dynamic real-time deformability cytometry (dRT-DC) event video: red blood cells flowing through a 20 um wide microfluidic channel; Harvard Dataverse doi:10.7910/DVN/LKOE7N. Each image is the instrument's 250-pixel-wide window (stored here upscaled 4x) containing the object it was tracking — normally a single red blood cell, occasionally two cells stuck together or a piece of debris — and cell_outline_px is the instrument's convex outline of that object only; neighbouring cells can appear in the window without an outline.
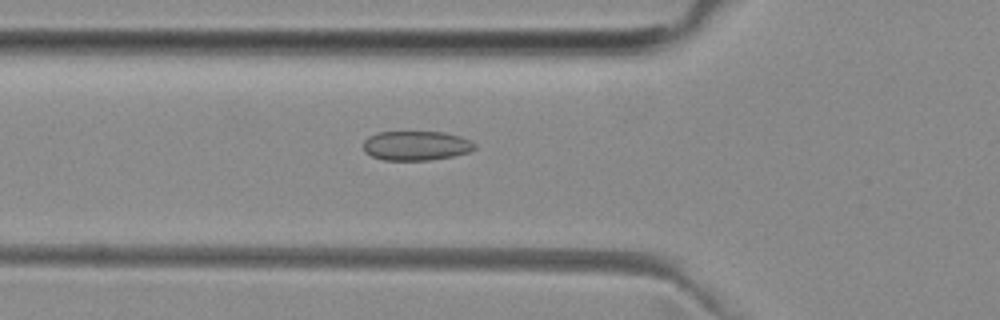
{"species": "common noctule bat (a hibernating species)", "species_latin": "Nyctalus noctula", "temperature_condition": "room temperature", "stored_images_in_passage": 51, "camera_frame_rate_fps": 3000, "um_per_image_px": 0.085, "animal": {"sex": "female", "body_mass_g": 29.2, "forearm_length_mm": 56.3}, "frame": {"image": 1, "passage_image": 18, "time_ms": 5.667, "image_size_px": [1000, 320], "cell_outline_px": [[476, 148], [468, 152], [452, 156], [428, 160], [384, 160], [372, 156], [364, 152], [364, 140], [368, 136], [376, 132], [444, 132], [460, 136], [476, 144]], "centroid_in_image_um": [35.35, 12.37], "position_along_channel_um": 90.5, "area_um2": 19.07}}
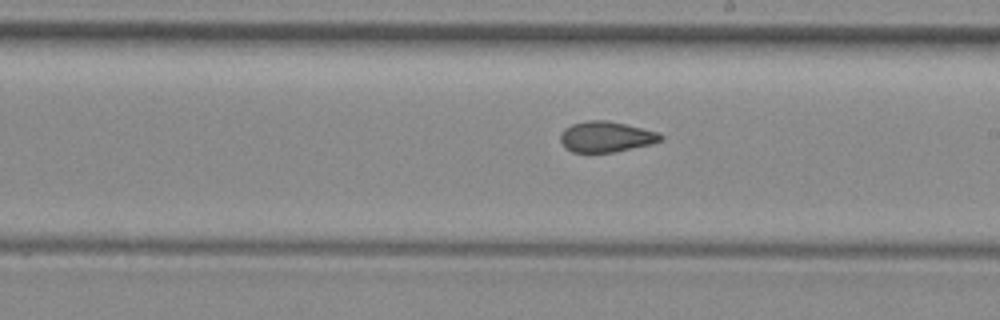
{"frame": {"image": 2, "passage_image": 29, "time_ms": 9.333, "image_size_px": [1000, 320], "cell_outline_px": [[664, 140], [652, 144], [616, 152], [572, 152], [564, 148], [560, 140], [560, 136], [564, 128], [572, 124], [588, 120], [604, 120], [624, 124], [660, 132], [664, 136]], "centroid_in_image_um": [51.54, 11.63], "position_along_channel_um": 237.5, "area_um2": 18.09}}
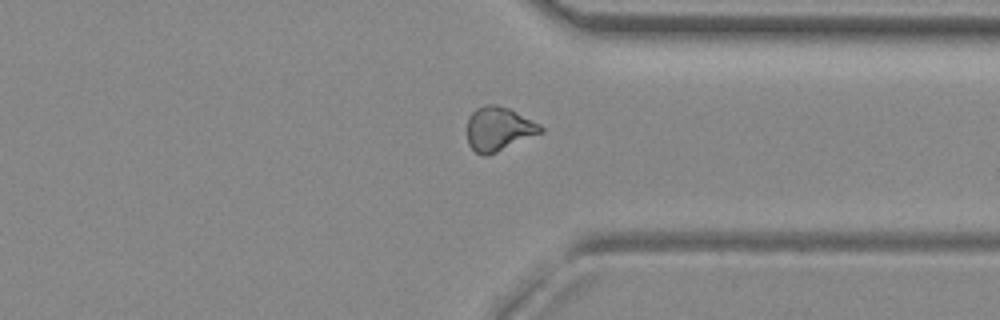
{"frame": {"image": 3, "passage_image": 39, "time_ms": 12.667, "image_size_px": [1000, 320], "cell_outline_px": [[544, 132], [488, 156], [484, 156], [476, 152], [468, 144], [468, 116], [476, 108], [484, 104], [496, 104], [508, 108], [540, 124], [544, 128]], "centroid_in_image_um": [42.39, 10.96], "position_along_channel_um": 369.0, "area_um2": 18.96}, "authors_computed_cell_mechanics": {"area_um2": 18.8428, "velocity_mm_per_s": 4.0037, "shape_relaxation_time_tau1_ms": null, "shape_relaxation_time_tau2_ms": 1.8199, "deformation_change_tau1": null, "deformation_change_tau2": 0.0727}}